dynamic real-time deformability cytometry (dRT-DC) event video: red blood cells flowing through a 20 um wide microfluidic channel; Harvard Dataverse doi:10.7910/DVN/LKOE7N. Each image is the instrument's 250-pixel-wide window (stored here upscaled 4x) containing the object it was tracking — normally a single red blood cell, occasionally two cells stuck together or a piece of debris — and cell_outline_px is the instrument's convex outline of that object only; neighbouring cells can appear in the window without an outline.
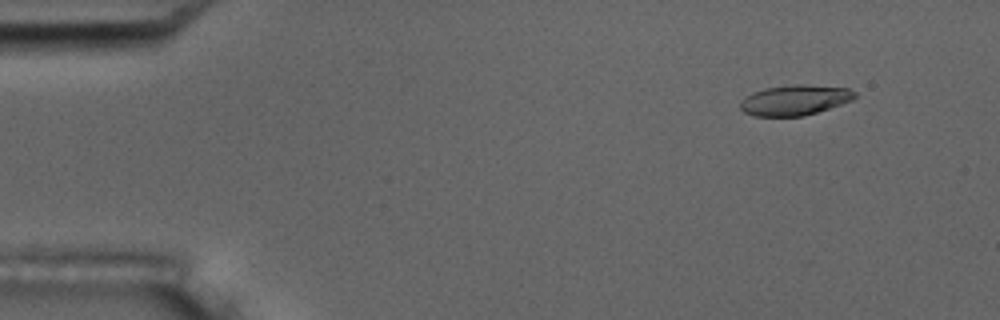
{"species": "common noctule bat (a hibernating species)", "species_latin": "Nyctalus noctula", "temperature_condition": "room temperature", "stored_images_in_passage": 3, "camera_frame_rate_fps": 3000, "um_per_image_px": 0.085, "animal": {"sex": "male", "body_mass_g": 17.5, "forearm_length_mm": 52.3}, "frame": {"image": 1, "passage_image": 1, "time_ms": 0.0, "image_size_px": [1000, 320], "cell_outline_px": [[856, 96], [852, 100], [804, 116], [752, 116], [744, 112], [740, 108], [740, 100], [752, 92], [764, 88], [796, 84], [804, 84], [848, 88], [856, 92]], "centroid_in_image_um": [67.52, 8.5], "position_along_channel_um": 17.5, "area_um2": 20.23}}
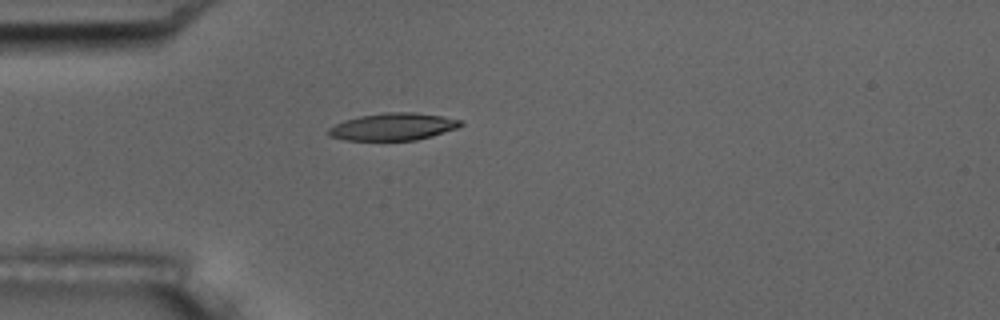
{"frame": {"image": 2, "passage_image": 3, "time_ms": 3.333, "image_size_px": [1000, 320], "cell_outline_px": [[464, 124], [456, 128], [432, 136], [416, 140], [344, 140], [328, 136], [328, 128], [344, 120], [360, 116], [384, 112], [412, 112], [440, 116], [460, 120]], "centroid_in_image_um": [33.38, 10.77], "position_along_channel_um": 51.6, "area_um2": 20.87}}